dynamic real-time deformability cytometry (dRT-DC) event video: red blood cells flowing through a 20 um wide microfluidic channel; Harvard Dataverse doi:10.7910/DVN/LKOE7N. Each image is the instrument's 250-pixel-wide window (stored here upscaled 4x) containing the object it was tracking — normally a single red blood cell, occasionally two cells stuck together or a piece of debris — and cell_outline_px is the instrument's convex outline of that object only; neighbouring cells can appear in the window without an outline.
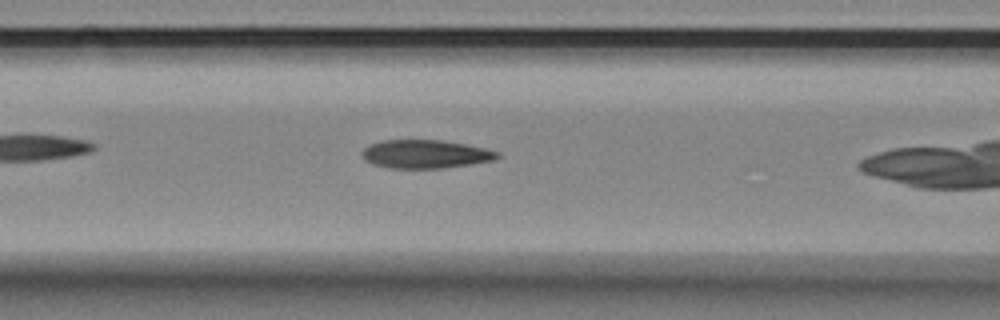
{"species": "Egyptian fruit bat (a non-hibernating species)", "species_latin": "Rousettus aegyptiacus", "temperature_condition": "room temperature", "stored_images_in_passage": 9, "camera_frame_rate_fps": 3000, "um_per_image_px": 0.085, "animal": {"sex": "female"}, "frame": {"image": 1, "passage_image": 8, "time_ms": 2.333, "image_size_px": [1000, 320], "cell_outline_px": [[500, 156], [492, 160], [472, 164], [440, 168], [388, 168], [372, 164], [364, 160], [360, 152], [364, 148], [372, 144], [384, 140], [440, 140], [464, 144], [484, 148], [500, 152]], "centroid_in_image_um": [36.13, 13.1], "position_along_channel_um": 130.5, "area_um2": 22.31}}